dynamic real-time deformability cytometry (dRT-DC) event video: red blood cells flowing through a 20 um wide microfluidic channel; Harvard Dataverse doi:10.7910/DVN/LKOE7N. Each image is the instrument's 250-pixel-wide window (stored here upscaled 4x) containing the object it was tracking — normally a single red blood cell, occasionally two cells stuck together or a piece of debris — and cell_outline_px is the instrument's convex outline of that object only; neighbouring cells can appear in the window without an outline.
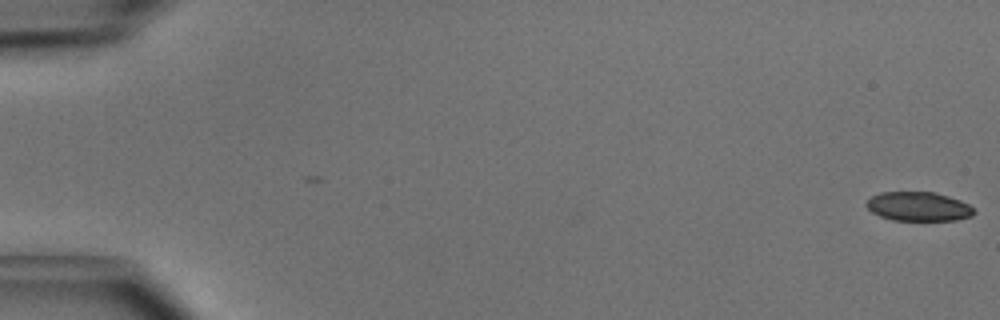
{"species": "common noctule bat (a hibernating species)", "species_latin": "Nyctalus noctula", "temperature_condition": "cold", "stored_images_in_passage": 24, "camera_frame_rate_fps": 3000, "um_per_image_px": 0.085, "animal": {"sex": "male", "body_mass_g": 15.6}, "frame": {"image": 1, "passage_image": 1, "time_ms": 0.0, "image_size_px": [1000, 320], "cell_outline_px": [[976, 212], [972, 216], [956, 220], [892, 220], [880, 216], [872, 212], [864, 204], [872, 196], [880, 192], [932, 192], [948, 196], [960, 200], [968, 204]], "centroid_in_image_um": [78.06, 17.55], "position_along_channel_um": 6.9, "area_um2": 18.21}}
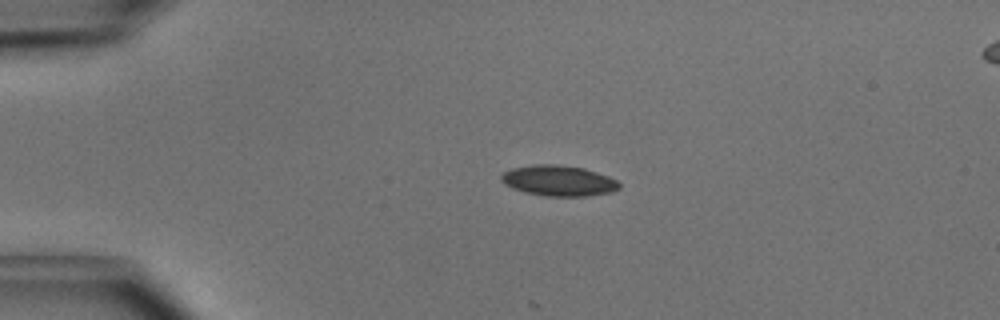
{"frame": {"image": 2, "passage_image": 12, "time_ms": 3.667, "image_size_px": [1000, 320], "cell_outline_px": [[620, 188], [612, 192], [584, 196], [544, 196], [524, 192], [512, 188], [504, 184], [500, 180], [500, 176], [504, 172], [512, 168], [532, 164], [556, 164], [584, 168], [608, 176], [616, 180], [620, 184]], "centroid_in_image_um": [47.45, 15.35], "position_along_channel_um": 37.5, "area_um2": 21.15}}
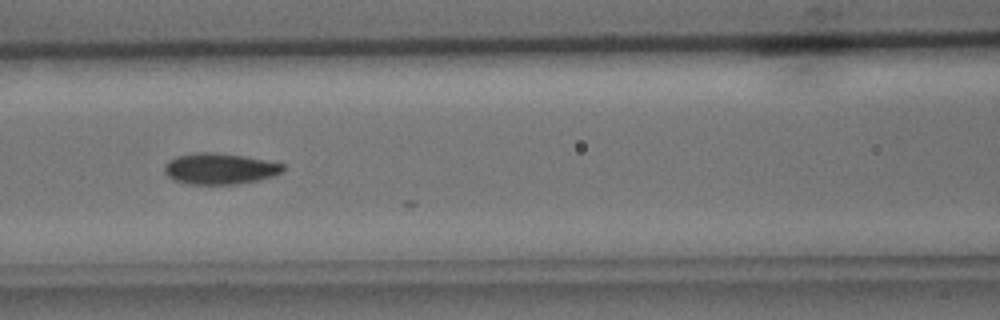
{"frame": {"image": 3, "passage_image": 23, "time_ms": 7.333, "image_size_px": [1000, 320], "cell_outline_px": [[284, 168], [280, 172], [272, 176], [260, 180], [236, 184], [188, 184], [176, 180], [168, 176], [164, 172], [164, 164], [168, 160], [176, 156], [196, 152], [212, 152], [240, 156], [264, 160], [284, 164]], "centroid_in_image_um": [18.63, 14.34], "position_along_channel_um": 148.0, "area_um2": 21.27}}